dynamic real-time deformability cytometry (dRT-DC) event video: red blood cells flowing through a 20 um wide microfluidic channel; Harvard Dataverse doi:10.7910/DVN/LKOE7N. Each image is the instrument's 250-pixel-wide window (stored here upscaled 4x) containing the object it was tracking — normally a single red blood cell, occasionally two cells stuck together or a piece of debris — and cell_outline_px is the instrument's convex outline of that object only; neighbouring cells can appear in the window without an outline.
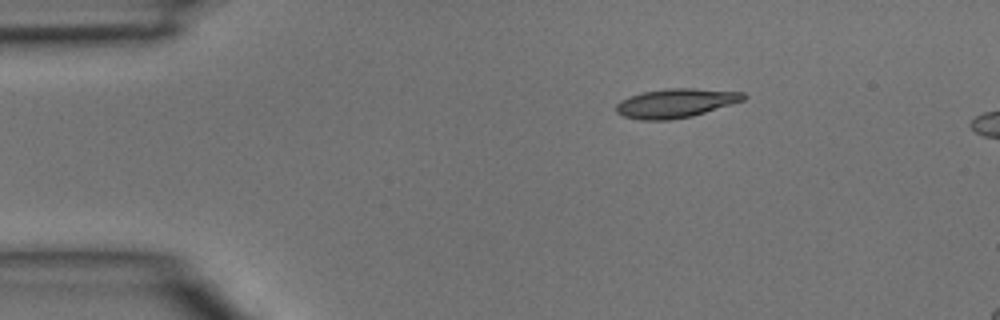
{"species": "common noctule bat (a hibernating species)", "species_latin": "Nyctalus noctula", "temperature_condition": "room temperature", "stored_images_in_passage": 4, "camera_frame_rate_fps": 3000, "um_per_image_px": 0.085, "animal": {"sex": "male", "body_mass_g": 15.6}, "frame": {"image": 1, "passage_image": 4, "time_ms": 1.0, "image_size_px": [1000, 320], "cell_outline_px": [[748, 96], [744, 100], [732, 104], [692, 116], [668, 120], [640, 120], [624, 116], [616, 112], [616, 104], [620, 100], [628, 96], [644, 92], [668, 88], [692, 88], [744, 92]], "centroid_in_image_um": [57.43, 8.76], "position_along_channel_um": 27.6, "area_um2": 21.56}}